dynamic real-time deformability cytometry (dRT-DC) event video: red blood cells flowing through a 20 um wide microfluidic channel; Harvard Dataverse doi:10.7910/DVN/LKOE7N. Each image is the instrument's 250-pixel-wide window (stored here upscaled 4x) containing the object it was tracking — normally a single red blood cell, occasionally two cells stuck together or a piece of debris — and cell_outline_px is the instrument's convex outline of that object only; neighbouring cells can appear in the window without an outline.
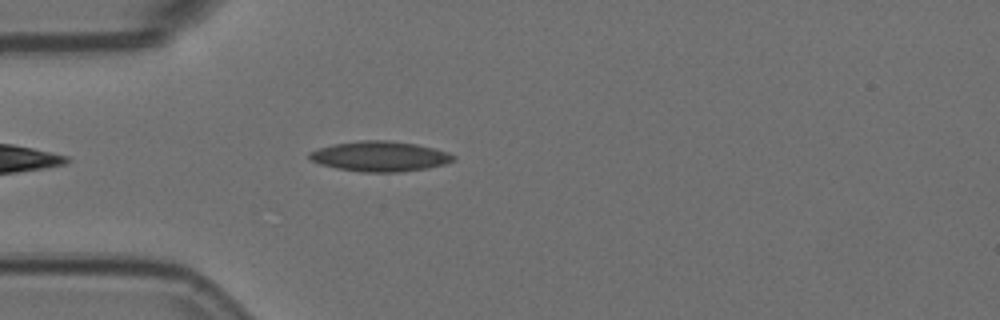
{"species": "Egyptian fruit bat (a non-hibernating species)", "species_latin": "Rousettus aegyptiacus", "temperature_condition": "room temperature", "stored_images_in_passage": 42, "camera_frame_rate_fps": 3000, "um_per_image_px": 0.085, "animal": {"sex": "female"}, "frame": {"image": 1, "passage_image": 4, "time_ms": 1.0, "image_size_px": [1000, 320], "cell_outline_px": [[456, 160], [444, 164], [428, 168], [400, 172], [360, 172], [336, 168], [320, 164], [312, 160], [308, 156], [308, 152], [332, 144], [360, 140], [388, 140], [416, 144], [448, 152], [456, 156]], "centroid_in_image_um": [32.29, 13.29], "position_along_channel_um": 52.7, "area_um2": 25.37}}
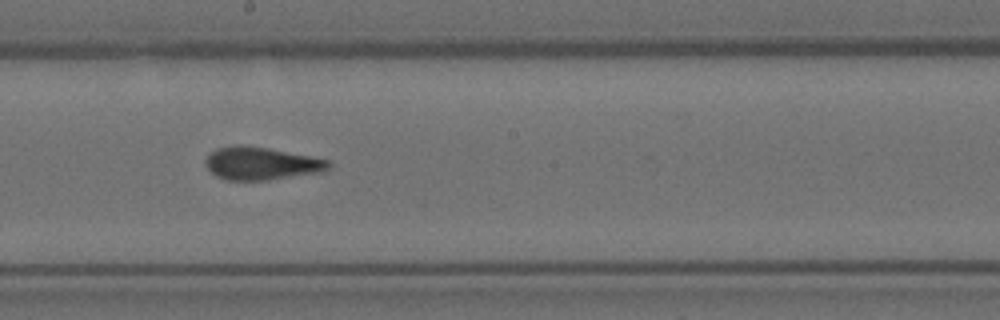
{"frame": {"image": 2, "passage_image": 19, "time_ms": 6.0, "image_size_px": [1000, 320], "cell_outline_px": [[332, 168], [324, 172], [268, 180], [228, 180], [216, 176], [204, 164], [204, 160], [216, 148], [236, 144], [240, 144], [268, 148], [328, 160], [332, 164]], "centroid_in_image_um": [22.22, 13.9], "position_along_channel_um": 226.0, "area_um2": 23.64}}
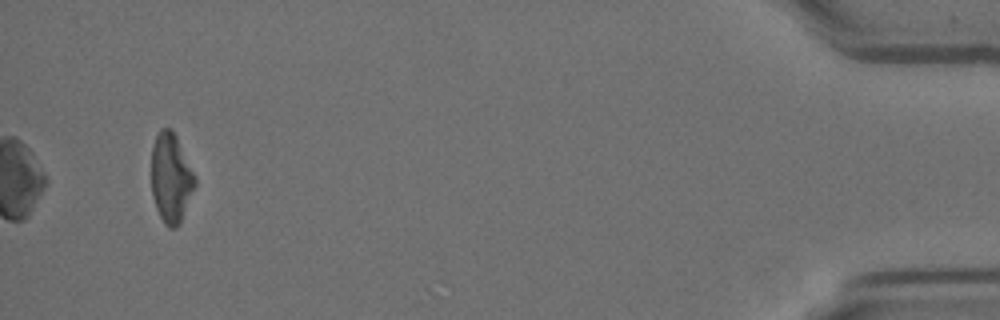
{"frame": {"image": 3, "passage_image": 42, "time_ms": 13.667, "image_size_px": [1000, 320], "cell_outline_px": [[196, 184], [180, 224], [176, 228], [168, 228], [164, 224], [156, 208], [152, 196], [152, 144], [160, 128], [172, 128], [196, 176]], "centroid_in_image_um": [14.53, 15.13], "position_along_channel_um": 420.7, "area_um2": 22.83}, "authors_computed_cell_mechanics": {"area_um2": 23.9292, "velocity_mm_per_s": 3.5949, "shape_relaxation_time_tau1_ms": 7.6538, "shape_relaxation_time_tau2_ms": 1.5792, "deformation_change_tau1": 0.1779, "deformation_change_tau2": 0.0822}}